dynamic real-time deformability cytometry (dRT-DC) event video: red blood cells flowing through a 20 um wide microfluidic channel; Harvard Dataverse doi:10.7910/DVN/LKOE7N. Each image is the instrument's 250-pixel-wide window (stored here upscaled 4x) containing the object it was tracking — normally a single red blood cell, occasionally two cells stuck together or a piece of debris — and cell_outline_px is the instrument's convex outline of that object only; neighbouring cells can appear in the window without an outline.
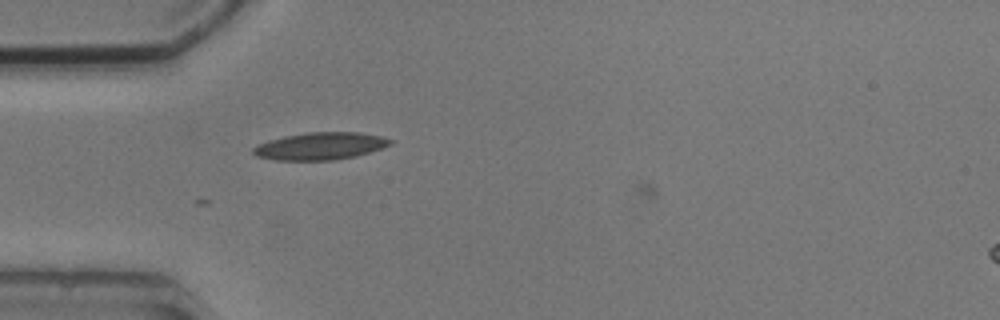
{"species": "common noctule bat (a hibernating species)", "species_latin": "Nyctalus noctula", "temperature_condition": "cold", "stored_images_in_passage": 3, "camera_frame_rate_fps": 3000, "um_per_image_px": 0.085, "animal": {"sex": "male", "body_mass_g": 20.5, "forearm_length_mm": 52.5}, "frame": {"image": 1, "passage_image": 3, "time_ms": 2.667, "image_size_px": [1000, 320], "cell_outline_px": [[392, 144], [356, 156], [336, 160], [276, 160], [256, 156], [252, 152], [252, 148], [268, 140], [284, 136], [308, 132], [360, 132], [380, 136], [392, 140]], "centroid_in_image_um": [27.21, 12.41], "position_along_channel_um": 57.8, "area_um2": 21.73}}